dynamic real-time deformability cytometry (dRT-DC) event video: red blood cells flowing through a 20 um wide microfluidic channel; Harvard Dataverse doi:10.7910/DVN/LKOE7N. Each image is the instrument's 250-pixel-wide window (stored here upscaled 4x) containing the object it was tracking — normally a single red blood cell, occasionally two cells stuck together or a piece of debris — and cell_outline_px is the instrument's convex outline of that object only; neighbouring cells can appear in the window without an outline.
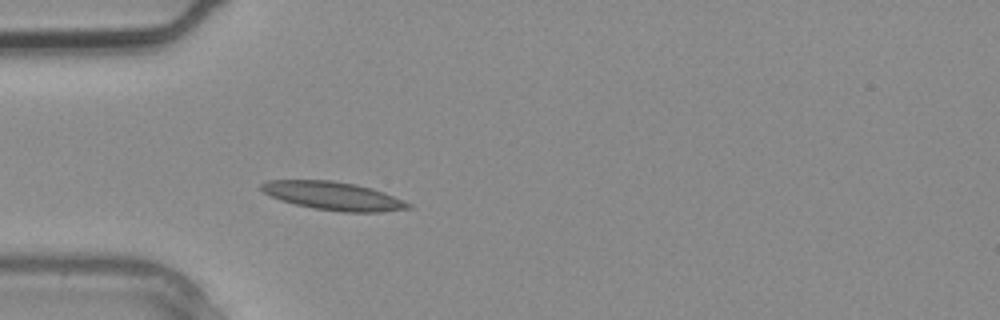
{"species": "common noctule bat (a hibernating species)", "species_latin": "Nyctalus noctula", "temperature_condition": "warm", "stored_images_in_passage": 2, "camera_frame_rate_fps": 3000, "um_per_image_px": 0.085, "animal": {"sex": "male", "body_mass_g": 20.4}, "frame": {"image": 1, "passage_image": 2, "time_ms": 0.333, "image_size_px": [1000, 320], "cell_outline_px": [[412, 208], [380, 212], [344, 212], [316, 208], [296, 204], [280, 200], [264, 192], [260, 188], [260, 184], [268, 180], [332, 180], [356, 184], [372, 188], [384, 192], [412, 204]], "centroid_in_image_um": [28.35, 16.64], "position_along_channel_um": 56.7, "area_um2": 24.1}}